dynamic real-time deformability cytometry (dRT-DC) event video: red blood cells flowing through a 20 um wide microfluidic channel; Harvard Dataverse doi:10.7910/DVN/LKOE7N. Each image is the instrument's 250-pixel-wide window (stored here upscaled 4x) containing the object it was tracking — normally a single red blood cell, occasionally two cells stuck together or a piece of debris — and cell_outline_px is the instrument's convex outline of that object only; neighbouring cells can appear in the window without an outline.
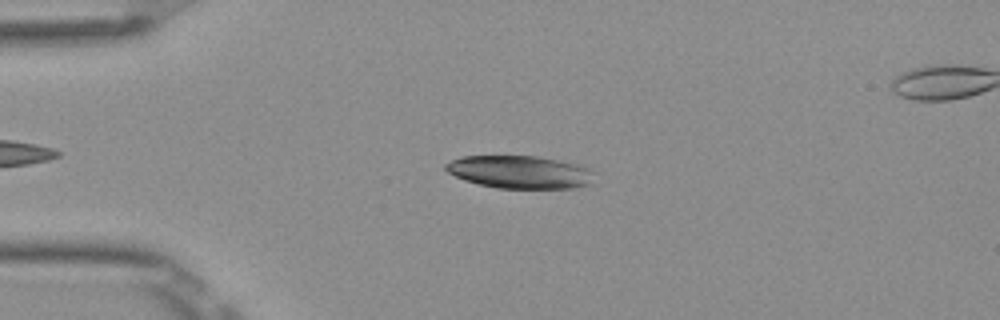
{"species": "Egyptian fruit bat (a non-hibernating species)", "species_latin": "Rousettus aegyptiacus", "temperature_condition": "room temperature", "stored_images_in_passage": 51, "segment_of_instrument_passage": [1, 2], "camera_frame_rate_fps": 3000, "um_per_image_px": 0.085, "frame": {"image": 1, "passage_image": 11, "time_ms": 3.333, "image_size_px": [1000, 320], "cell_outline_px": [[596, 172], [592, 184], [572, 188], [496, 188], [464, 180], [448, 172], [444, 168], [444, 164], [460, 156], [536, 156], [580, 164]], "centroid_in_image_um": [44.23, 14.62], "position_along_channel_um": 40.8, "area_um2": 28.61}}
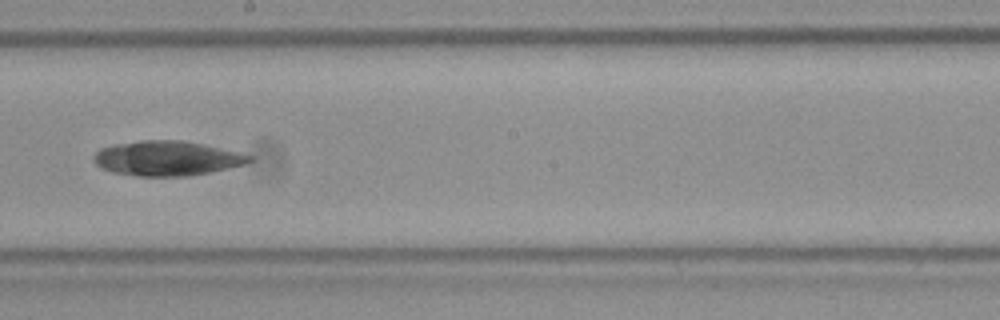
{"frame": {"image": 2, "passage_image": 28, "time_ms": 9.0, "image_size_px": [1000, 320], "cell_outline_px": [[252, 160], [244, 164], [228, 168], [188, 176], [136, 176], [112, 172], [100, 168], [92, 160], [92, 156], [100, 148], [112, 144], [140, 140], [184, 140], [204, 144], [240, 152], [252, 156]], "centroid_in_image_um": [14.14, 13.45], "position_along_channel_um": 234.1, "area_um2": 31.73}}
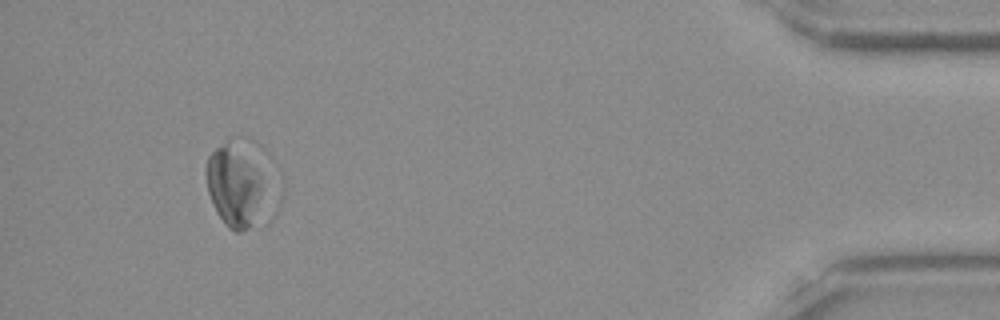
{"frame": {"image": 3, "passage_image": 47, "time_ms": 15.333, "image_size_px": [1000, 320], "cell_outline_px": [[284, 196], [272, 220], [268, 224], [260, 228], [240, 232], [236, 232], [228, 228], [224, 224], [216, 212], [208, 192], [204, 168], [208, 156], [216, 148], [232, 136], [280, 172], [284, 176]], "centroid_in_image_um": [20.64, 15.86], "position_along_channel_um": 414.6, "area_um2": 38.44}}